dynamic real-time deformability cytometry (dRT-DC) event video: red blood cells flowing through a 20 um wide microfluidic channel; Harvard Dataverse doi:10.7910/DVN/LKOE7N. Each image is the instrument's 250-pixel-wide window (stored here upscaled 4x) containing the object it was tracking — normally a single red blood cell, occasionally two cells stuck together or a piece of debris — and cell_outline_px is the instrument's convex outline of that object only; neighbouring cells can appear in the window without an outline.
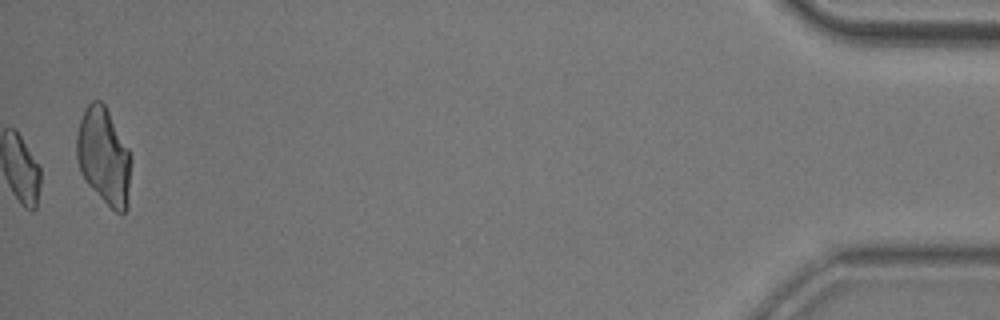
{"species": "common noctule bat (a hibernating species)", "species_latin": "Nyctalus noctula", "temperature_condition": "room temperature", "stored_images_in_passage": 51, "camera_frame_rate_fps": 3000, "um_per_image_px": 0.085, "animal": {"sex": "male", "body_mass_g": 20.5, "forearm_length_mm": 52.5}, "frame": {"image": 1, "passage_image": 51, "time_ms": 16.667, "image_size_px": [1000, 320], "cell_outline_px": [[132, 160], [128, 208], [124, 212], [116, 212], [84, 180], [80, 172], [76, 156], [76, 136], [80, 120], [84, 108], [92, 100], [100, 100], [104, 104], [128, 148]], "centroid_in_image_um": [8.83, 13.28], "position_along_channel_um": 426.4, "area_um2": 30.75}, "authors_computed_cell_mechanics": {"area_um2": 16.5886, "velocity_mm_per_s": 3.8376, "shape_relaxation_time_tau1_ms": 5.4029, "shape_relaxation_time_tau2_ms": 3.0505, "deformation_change_tau1": 0.1244, "deformation_change_tau2": 0.0975}}